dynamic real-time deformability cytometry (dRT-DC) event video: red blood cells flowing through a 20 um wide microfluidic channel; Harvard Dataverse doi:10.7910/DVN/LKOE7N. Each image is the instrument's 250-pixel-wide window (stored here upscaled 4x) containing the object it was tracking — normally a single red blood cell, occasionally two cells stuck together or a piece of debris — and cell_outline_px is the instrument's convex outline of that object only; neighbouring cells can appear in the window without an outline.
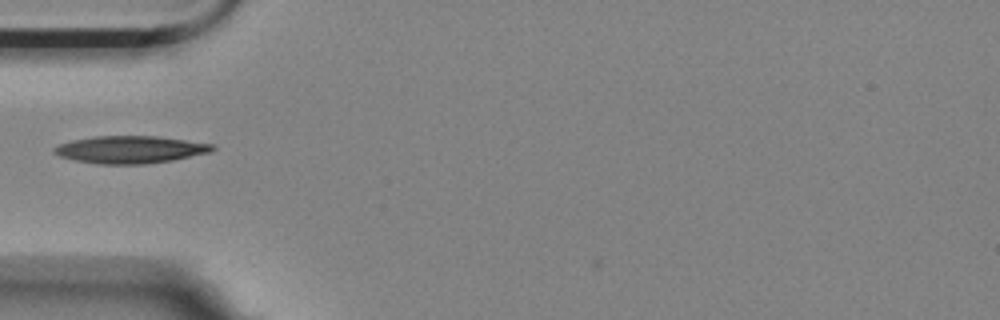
{"species": "Egyptian fruit bat (a non-hibernating species)", "species_latin": "Rousettus aegyptiacus", "temperature_condition": "room temperature", "stored_images_in_passage": 1, "camera_frame_rate_fps": 3000, "um_per_image_px": 0.085, "animal": {"sex": "female"}, "frame": {"image": 1, "passage_image": 1, "time_ms": 0.0, "image_size_px": [1000, 320], "cell_outline_px": [[216, 148], [212, 152], [172, 160], [144, 164], [96, 164], [76, 160], [60, 156], [52, 152], [52, 148], [60, 144], [72, 140], [92, 136], [156, 136], [216, 144]], "centroid_in_image_um": [11.09, 12.71], "position_along_channel_um": 73.9, "area_um2": 25.37}}